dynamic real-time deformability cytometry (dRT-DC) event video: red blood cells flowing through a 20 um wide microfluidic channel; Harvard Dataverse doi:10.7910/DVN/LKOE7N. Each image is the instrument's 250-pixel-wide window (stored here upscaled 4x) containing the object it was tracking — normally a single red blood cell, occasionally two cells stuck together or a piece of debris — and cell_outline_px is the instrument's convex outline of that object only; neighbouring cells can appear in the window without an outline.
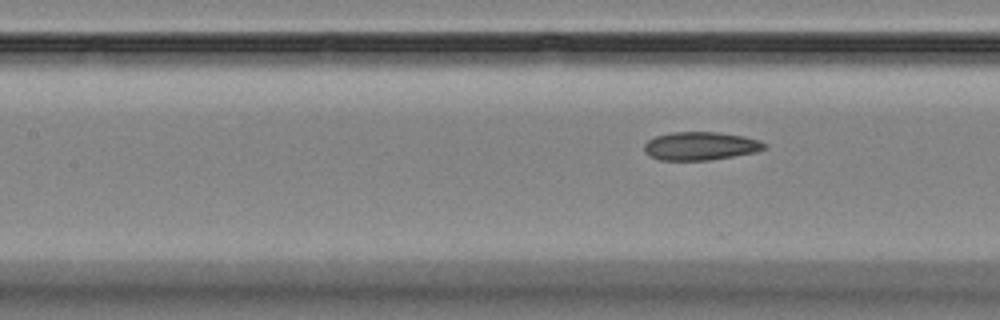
{"species": "Egyptian fruit bat (a non-hibernating species)", "species_latin": "Rousettus aegyptiacus", "temperature_condition": "room temperature", "stored_images_in_passage": 9, "segment_of_instrument_passage": [2, 2], "camera_frame_rate_fps": 3000, "um_per_image_px": 0.085, "animal": {"sex": "female"}, "frame": {"image": 1, "passage_image": 9, "time_ms": 9.333, "image_size_px": [1000, 320], "cell_outline_px": [[768, 148], [756, 152], [708, 160], [660, 160], [644, 152], [644, 144], [648, 140], [656, 136], [672, 132], [720, 132], [744, 136], [760, 140], [768, 144]], "centroid_in_image_um": [59.58, 12.4], "position_along_channel_um": 147.8, "area_um2": 19.88}}